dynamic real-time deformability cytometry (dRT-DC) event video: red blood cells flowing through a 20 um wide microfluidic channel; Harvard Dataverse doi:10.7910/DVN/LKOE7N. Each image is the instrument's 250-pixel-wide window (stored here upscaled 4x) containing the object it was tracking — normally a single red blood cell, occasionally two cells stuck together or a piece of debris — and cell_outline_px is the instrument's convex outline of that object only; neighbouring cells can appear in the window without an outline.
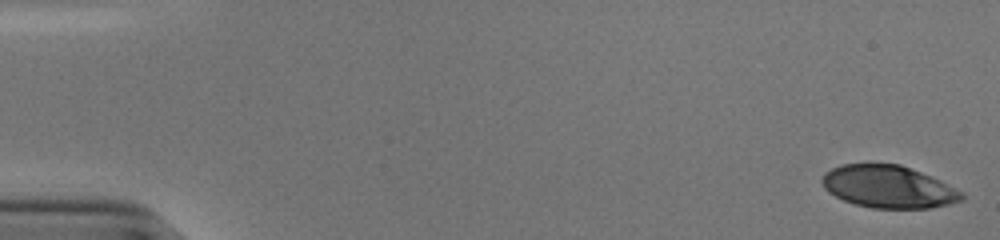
{"species": "human", "species_latin": "Homo sapiens", "temperature_condition": "cold", "stored_images_in_passage": 50, "camera_frame_rate_fps": 3000, "um_per_image_px": 0.085, "donor": {"sex": "male"}, "frame": {"image": 1, "passage_image": 1, "time_ms": 0.0, "image_size_px": [1000, 240], "cell_outline_px": [[964, 200], [948, 204], [928, 208], [872, 208], [856, 204], [844, 200], [828, 192], [824, 188], [820, 180], [824, 172], [840, 164], [868, 160], [900, 164], [920, 172], [964, 192]], "centroid_in_image_um": [75.44, 15.82], "position_along_channel_um": 9.6, "area_um2": 35.2}}
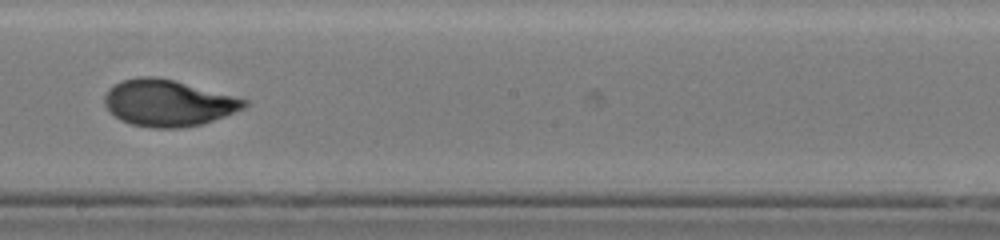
{"frame": {"image": 2, "passage_image": 31, "time_ms": 10.0, "image_size_px": [1000, 240], "cell_outline_px": [[248, 104], [244, 108], [224, 116], [200, 124], [180, 128], [152, 128], [132, 124], [120, 120], [104, 104], [104, 96], [108, 88], [120, 80], [136, 76], [152, 76], [176, 80], [248, 100]], "centroid_in_image_um": [14.25, 8.73], "position_along_channel_um": 233.9, "area_um2": 37.8}}
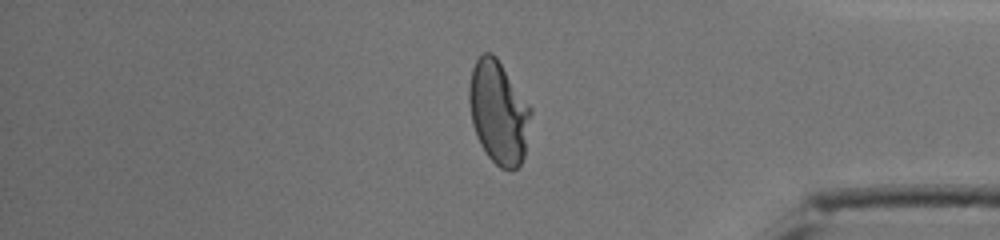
{"frame": {"image": 3, "passage_image": 45, "time_ms": 14.667, "image_size_px": [1000, 240], "cell_outline_px": [[532, 112], [524, 156], [520, 164], [512, 172], [500, 168], [488, 156], [480, 144], [476, 136], [472, 124], [468, 100], [468, 84], [472, 68], [476, 60], [484, 52], [492, 52], [496, 56], [532, 108]], "centroid_in_image_um": [42.37, 9.55], "position_along_channel_um": 392.8, "area_um2": 37.4}}